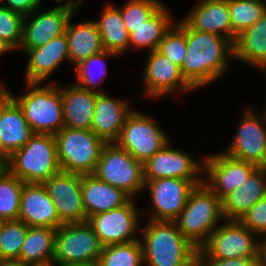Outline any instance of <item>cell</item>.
I'll list each match as a JSON object with an SVG mask.
<instances>
[{
  "mask_svg": "<svg viewBox=\"0 0 266 266\" xmlns=\"http://www.w3.org/2000/svg\"><path fill=\"white\" fill-rule=\"evenodd\" d=\"M102 250V243L87 222L63 224L55 233L53 265L98 261Z\"/></svg>",
  "mask_w": 266,
  "mask_h": 266,
  "instance_id": "8",
  "label": "cell"
},
{
  "mask_svg": "<svg viewBox=\"0 0 266 266\" xmlns=\"http://www.w3.org/2000/svg\"><path fill=\"white\" fill-rule=\"evenodd\" d=\"M61 266H99V263H98V261H88V262L64 264Z\"/></svg>",
  "mask_w": 266,
  "mask_h": 266,
  "instance_id": "46",
  "label": "cell"
},
{
  "mask_svg": "<svg viewBox=\"0 0 266 266\" xmlns=\"http://www.w3.org/2000/svg\"><path fill=\"white\" fill-rule=\"evenodd\" d=\"M169 144L144 162L145 182L159 178L201 179L198 176L204 164Z\"/></svg>",
  "mask_w": 266,
  "mask_h": 266,
  "instance_id": "17",
  "label": "cell"
},
{
  "mask_svg": "<svg viewBox=\"0 0 266 266\" xmlns=\"http://www.w3.org/2000/svg\"><path fill=\"white\" fill-rule=\"evenodd\" d=\"M266 196V172L256 168L238 189L222 201L225 220H239L254 204Z\"/></svg>",
  "mask_w": 266,
  "mask_h": 266,
  "instance_id": "25",
  "label": "cell"
},
{
  "mask_svg": "<svg viewBox=\"0 0 266 266\" xmlns=\"http://www.w3.org/2000/svg\"><path fill=\"white\" fill-rule=\"evenodd\" d=\"M83 0H69L50 10L39 13L34 18L30 15L24 16L23 40L21 48L26 52L29 49L45 45L51 39L64 34L68 20L81 6ZM29 17V18H28Z\"/></svg>",
  "mask_w": 266,
  "mask_h": 266,
  "instance_id": "13",
  "label": "cell"
},
{
  "mask_svg": "<svg viewBox=\"0 0 266 266\" xmlns=\"http://www.w3.org/2000/svg\"><path fill=\"white\" fill-rule=\"evenodd\" d=\"M256 235L239 220H227L199 248L210 258H258Z\"/></svg>",
  "mask_w": 266,
  "mask_h": 266,
  "instance_id": "10",
  "label": "cell"
},
{
  "mask_svg": "<svg viewBox=\"0 0 266 266\" xmlns=\"http://www.w3.org/2000/svg\"><path fill=\"white\" fill-rule=\"evenodd\" d=\"M43 185L63 224L87 222L81 192V174L61 171Z\"/></svg>",
  "mask_w": 266,
  "mask_h": 266,
  "instance_id": "14",
  "label": "cell"
},
{
  "mask_svg": "<svg viewBox=\"0 0 266 266\" xmlns=\"http://www.w3.org/2000/svg\"><path fill=\"white\" fill-rule=\"evenodd\" d=\"M95 21L103 49L106 51L123 54L129 47V33L125 28L120 9L112 4H107L100 17Z\"/></svg>",
  "mask_w": 266,
  "mask_h": 266,
  "instance_id": "31",
  "label": "cell"
},
{
  "mask_svg": "<svg viewBox=\"0 0 266 266\" xmlns=\"http://www.w3.org/2000/svg\"><path fill=\"white\" fill-rule=\"evenodd\" d=\"M264 238V241L259 242L258 266H266V235H264Z\"/></svg>",
  "mask_w": 266,
  "mask_h": 266,
  "instance_id": "43",
  "label": "cell"
},
{
  "mask_svg": "<svg viewBox=\"0 0 266 266\" xmlns=\"http://www.w3.org/2000/svg\"><path fill=\"white\" fill-rule=\"evenodd\" d=\"M204 179L159 178L145 182L154 205L150 220L174 221L186 205L190 192Z\"/></svg>",
  "mask_w": 266,
  "mask_h": 266,
  "instance_id": "11",
  "label": "cell"
},
{
  "mask_svg": "<svg viewBox=\"0 0 266 266\" xmlns=\"http://www.w3.org/2000/svg\"><path fill=\"white\" fill-rule=\"evenodd\" d=\"M258 169H261L262 171L266 172V150L263 154L262 159L260 162L256 165Z\"/></svg>",
  "mask_w": 266,
  "mask_h": 266,
  "instance_id": "47",
  "label": "cell"
},
{
  "mask_svg": "<svg viewBox=\"0 0 266 266\" xmlns=\"http://www.w3.org/2000/svg\"><path fill=\"white\" fill-rule=\"evenodd\" d=\"M163 4L142 25L129 34V49L150 48L157 50L165 34L174 25L171 14Z\"/></svg>",
  "mask_w": 266,
  "mask_h": 266,
  "instance_id": "30",
  "label": "cell"
},
{
  "mask_svg": "<svg viewBox=\"0 0 266 266\" xmlns=\"http://www.w3.org/2000/svg\"><path fill=\"white\" fill-rule=\"evenodd\" d=\"M6 52H8L3 46H2V44L0 43V55L2 54V53H6Z\"/></svg>",
  "mask_w": 266,
  "mask_h": 266,
  "instance_id": "49",
  "label": "cell"
},
{
  "mask_svg": "<svg viewBox=\"0 0 266 266\" xmlns=\"http://www.w3.org/2000/svg\"><path fill=\"white\" fill-rule=\"evenodd\" d=\"M23 185L10 171L0 178V221L18 219Z\"/></svg>",
  "mask_w": 266,
  "mask_h": 266,
  "instance_id": "34",
  "label": "cell"
},
{
  "mask_svg": "<svg viewBox=\"0 0 266 266\" xmlns=\"http://www.w3.org/2000/svg\"><path fill=\"white\" fill-rule=\"evenodd\" d=\"M183 21L194 31L213 33L232 42L228 0H201Z\"/></svg>",
  "mask_w": 266,
  "mask_h": 266,
  "instance_id": "23",
  "label": "cell"
},
{
  "mask_svg": "<svg viewBox=\"0 0 266 266\" xmlns=\"http://www.w3.org/2000/svg\"><path fill=\"white\" fill-rule=\"evenodd\" d=\"M56 2H62V1H65V0H55ZM39 2L41 3V0H39Z\"/></svg>",
  "mask_w": 266,
  "mask_h": 266,
  "instance_id": "50",
  "label": "cell"
},
{
  "mask_svg": "<svg viewBox=\"0 0 266 266\" xmlns=\"http://www.w3.org/2000/svg\"><path fill=\"white\" fill-rule=\"evenodd\" d=\"M186 47L180 70L194 89L213 83L223 76L228 71L229 58L234 56V45L229 39L213 33L194 31L187 24Z\"/></svg>",
  "mask_w": 266,
  "mask_h": 266,
  "instance_id": "1",
  "label": "cell"
},
{
  "mask_svg": "<svg viewBox=\"0 0 266 266\" xmlns=\"http://www.w3.org/2000/svg\"><path fill=\"white\" fill-rule=\"evenodd\" d=\"M98 263L99 266H142L144 259L140 239L103 246Z\"/></svg>",
  "mask_w": 266,
  "mask_h": 266,
  "instance_id": "33",
  "label": "cell"
},
{
  "mask_svg": "<svg viewBox=\"0 0 266 266\" xmlns=\"http://www.w3.org/2000/svg\"><path fill=\"white\" fill-rule=\"evenodd\" d=\"M143 74V81H145L144 84L146 86L145 91H147L144 93H147L152 98H159L179 90L182 92L194 90L182 76L180 67L158 50L149 52Z\"/></svg>",
  "mask_w": 266,
  "mask_h": 266,
  "instance_id": "18",
  "label": "cell"
},
{
  "mask_svg": "<svg viewBox=\"0 0 266 266\" xmlns=\"http://www.w3.org/2000/svg\"><path fill=\"white\" fill-rule=\"evenodd\" d=\"M9 171L24 183L38 184L61 172L55 136L34 133L22 148L10 156Z\"/></svg>",
  "mask_w": 266,
  "mask_h": 266,
  "instance_id": "4",
  "label": "cell"
},
{
  "mask_svg": "<svg viewBox=\"0 0 266 266\" xmlns=\"http://www.w3.org/2000/svg\"><path fill=\"white\" fill-rule=\"evenodd\" d=\"M9 162L10 159L0 158V178H2L6 173L9 172Z\"/></svg>",
  "mask_w": 266,
  "mask_h": 266,
  "instance_id": "45",
  "label": "cell"
},
{
  "mask_svg": "<svg viewBox=\"0 0 266 266\" xmlns=\"http://www.w3.org/2000/svg\"><path fill=\"white\" fill-rule=\"evenodd\" d=\"M27 90L15 97L0 85L21 107L34 133L55 135L64 127L62 94L59 87H40L41 83H26Z\"/></svg>",
  "mask_w": 266,
  "mask_h": 266,
  "instance_id": "5",
  "label": "cell"
},
{
  "mask_svg": "<svg viewBox=\"0 0 266 266\" xmlns=\"http://www.w3.org/2000/svg\"><path fill=\"white\" fill-rule=\"evenodd\" d=\"M58 161L63 172L92 174L106 144L91 129L63 127L55 135Z\"/></svg>",
  "mask_w": 266,
  "mask_h": 266,
  "instance_id": "6",
  "label": "cell"
},
{
  "mask_svg": "<svg viewBox=\"0 0 266 266\" xmlns=\"http://www.w3.org/2000/svg\"><path fill=\"white\" fill-rule=\"evenodd\" d=\"M232 26V43L244 29L254 25L265 13L263 0H228Z\"/></svg>",
  "mask_w": 266,
  "mask_h": 266,
  "instance_id": "32",
  "label": "cell"
},
{
  "mask_svg": "<svg viewBox=\"0 0 266 266\" xmlns=\"http://www.w3.org/2000/svg\"><path fill=\"white\" fill-rule=\"evenodd\" d=\"M0 266H32L21 259H0Z\"/></svg>",
  "mask_w": 266,
  "mask_h": 266,
  "instance_id": "44",
  "label": "cell"
},
{
  "mask_svg": "<svg viewBox=\"0 0 266 266\" xmlns=\"http://www.w3.org/2000/svg\"><path fill=\"white\" fill-rule=\"evenodd\" d=\"M244 113L231 145L223 152L233 158L257 165L266 150V112L257 116L247 108Z\"/></svg>",
  "mask_w": 266,
  "mask_h": 266,
  "instance_id": "16",
  "label": "cell"
},
{
  "mask_svg": "<svg viewBox=\"0 0 266 266\" xmlns=\"http://www.w3.org/2000/svg\"><path fill=\"white\" fill-rule=\"evenodd\" d=\"M134 200L133 198L125 205L97 213L87 219L103 246L140 239L133 236L138 231L140 218Z\"/></svg>",
  "mask_w": 266,
  "mask_h": 266,
  "instance_id": "12",
  "label": "cell"
},
{
  "mask_svg": "<svg viewBox=\"0 0 266 266\" xmlns=\"http://www.w3.org/2000/svg\"><path fill=\"white\" fill-rule=\"evenodd\" d=\"M194 266H258V258H210L200 248H197Z\"/></svg>",
  "mask_w": 266,
  "mask_h": 266,
  "instance_id": "41",
  "label": "cell"
},
{
  "mask_svg": "<svg viewBox=\"0 0 266 266\" xmlns=\"http://www.w3.org/2000/svg\"><path fill=\"white\" fill-rule=\"evenodd\" d=\"M119 54L111 51H102L98 54H95L88 59H85L81 61L79 64L76 65V76H77V81L76 85L80 86L83 89L93 91V92H98L96 91V86L99 85L101 86L100 82L104 81L103 76L107 75V67L106 64H103L105 60V56H117ZM95 65L96 67L99 66L97 70H99L100 73L98 77H95L94 72L92 71V66ZM105 65V66H104ZM96 70V72H97Z\"/></svg>",
  "mask_w": 266,
  "mask_h": 266,
  "instance_id": "37",
  "label": "cell"
},
{
  "mask_svg": "<svg viewBox=\"0 0 266 266\" xmlns=\"http://www.w3.org/2000/svg\"><path fill=\"white\" fill-rule=\"evenodd\" d=\"M145 227L140 239L144 264L194 266L197 247L182 235L174 221L149 219Z\"/></svg>",
  "mask_w": 266,
  "mask_h": 266,
  "instance_id": "2",
  "label": "cell"
},
{
  "mask_svg": "<svg viewBox=\"0 0 266 266\" xmlns=\"http://www.w3.org/2000/svg\"><path fill=\"white\" fill-rule=\"evenodd\" d=\"M68 20L65 34L68 40L69 58L76 66L81 61L104 51L95 21L73 24Z\"/></svg>",
  "mask_w": 266,
  "mask_h": 266,
  "instance_id": "28",
  "label": "cell"
},
{
  "mask_svg": "<svg viewBox=\"0 0 266 266\" xmlns=\"http://www.w3.org/2000/svg\"><path fill=\"white\" fill-rule=\"evenodd\" d=\"M169 141L166 133L150 116L132 111L126 118L120 137L115 143L136 160L144 163L162 150Z\"/></svg>",
  "mask_w": 266,
  "mask_h": 266,
  "instance_id": "9",
  "label": "cell"
},
{
  "mask_svg": "<svg viewBox=\"0 0 266 266\" xmlns=\"http://www.w3.org/2000/svg\"><path fill=\"white\" fill-rule=\"evenodd\" d=\"M64 127L91 129L98 92L89 91L74 84L61 88Z\"/></svg>",
  "mask_w": 266,
  "mask_h": 266,
  "instance_id": "26",
  "label": "cell"
},
{
  "mask_svg": "<svg viewBox=\"0 0 266 266\" xmlns=\"http://www.w3.org/2000/svg\"><path fill=\"white\" fill-rule=\"evenodd\" d=\"M205 185L222 201L228 194L238 189L257 168L250 162L233 158L226 153L204 157Z\"/></svg>",
  "mask_w": 266,
  "mask_h": 266,
  "instance_id": "15",
  "label": "cell"
},
{
  "mask_svg": "<svg viewBox=\"0 0 266 266\" xmlns=\"http://www.w3.org/2000/svg\"><path fill=\"white\" fill-rule=\"evenodd\" d=\"M24 16L0 5V43L9 52L21 46Z\"/></svg>",
  "mask_w": 266,
  "mask_h": 266,
  "instance_id": "36",
  "label": "cell"
},
{
  "mask_svg": "<svg viewBox=\"0 0 266 266\" xmlns=\"http://www.w3.org/2000/svg\"><path fill=\"white\" fill-rule=\"evenodd\" d=\"M28 226L21 220L2 221L0 227V259H18Z\"/></svg>",
  "mask_w": 266,
  "mask_h": 266,
  "instance_id": "35",
  "label": "cell"
},
{
  "mask_svg": "<svg viewBox=\"0 0 266 266\" xmlns=\"http://www.w3.org/2000/svg\"><path fill=\"white\" fill-rule=\"evenodd\" d=\"M92 174L103 182L123 190L132 199L139 191L145 189L144 163L136 160L116 143H106L103 146Z\"/></svg>",
  "mask_w": 266,
  "mask_h": 266,
  "instance_id": "7",
  "label": "cell"
},
{
  "mask_svg": "<svg viewBox=\"0 0 266 266\" xmlns=\"http://www.w3.org/2000/svg\"><path fill=\"white\" fill-rule=\"evenodd\" d=\"M5 3L2 6L7 7L11 11L26 15H33V13L39 7V0H4Z\"/></svg>",
  "mask_w": 266,
  "mask_h": 266,
  "instance_id": "42",
  "label": "cell"
},
{
  "mask_svg": "<svg viewBox=\"0 0 266 266\" xmlns=\"http://www.w3.org/2000/svg\"><path fill=\"white\" fill-rule=\"evenodd\" d=\"M239 221L257 236L266 235V196L243 214Z\"/></svg>",
  "mask_w": 266,
  "mask_h": 266,
  "instance_id": "40",
  "label": "cell"
},
{
  "mask_svg": "<svg viewBox=\"0 0 266 266\" xmlns=\"http://www.w3.org/2000/svg\"><path fill=\"white\" fill-rule=\"evenodd\" d=\"M34 135L21 107L0 86V141L11 156Z\"/></svg>",
  "mask_w": 266,
  "mask_h": 266,
  "instance_id": "20",
  "label": "cell"
},
{
  "mask_svg": "<svg viewBox=\"0 0 266 266\" xmlns=\"http://www.w3.org/2000/svg\"><path fill=\"white\" fill-rule=\"evenodd\" d=\"M18 219L28 227L57 229L63 225L47 189L38 183H24Z\"/></svg>",
  "mask_w": 266,
  "mask_h": 266,
  "instance_id": "19",
  "label": "cell"
},
{
  "mask_svg": "<svg viewBox=\"0 0 266 266\" xmlns=\"http://www.w3.org/2000/svg\"><path fill=\"white\" fill-rule=\"evenodd\" d=\"M223 220L221 200L203 182L189 194L181 213L174 220L178 230L199 248Z\"/></svg>",
  "mask_w": 266,
  "mask_h": 266,
  "instance_id": "3",
  "label": "cell"
},
{
  "mask_svg": "<svg viewBox=\"0 0 266 266\" xmlns=\"http://www.w3.org/2000/svg\"><path fill=\"white\" fill-rule=\"evenodd\" d=\"M233 45L234 59L266 72V13L238 34Z\"/></svg>",
  "mask_w": 266,
  "mask_h": 266,
  "instance_id": "27",
  "label": "cell"
},
{
  "mask_svg": "<svg viewBox=\"0 0 266 266\" xmlns=\"http://www.w3.org/2000/svg\"><path fill=\"white\" fill-rule=\"evenodd\" d=\"M130 109L127 102L115 100L99 92L91 130L105 143H115L120 137L126 118L132 113Z\"/></svg>",
  "mask_w": 266,
  "mask_h": 266,
  "instance_id": "21",
  "label": "cell"
},
{
  "mask_svg": "<svg viewBox=\"0 0 266 266\" xmlns=\"http://www.w3.org/2000/svg\"><path fill=\"white\" fill-rule=\"evenodd\" d=\"M28 64L26 66V83H41L61 64L69 58L68 40L66 34L51 39L45 45L29 49Z\"/></svg>",
  "mask_w": 266,
  "mask_h": 266,
  "instance_id": "22",
  "label": "cell"
},
{
  "mask_svg": "<svg viewBox=\"0 0 266 266\" xmlns=\"http://www.w3.org/2000/svg\"><path fill=\"white\" fill-rule=\"evenodd\" d=\"M81 192L87 219L125 205L132 199L123 190L103 182L94 174L81 175Z\"/></svg>",
  "mask_w": 266,
  "mask_h": 266,
  "instance_id": "24",
  "label": "cell"
},
{
  "mask_svg": "<svg viewBox=\"0 0 266 266\" xmlns=\"http://www.w3.org/2000/svg\"><path fill=\"white\" fill-rule=\"evenodd\" d=\"M120 9L126 30L130 34L146 21L161 5L159 0H129Z\"/></svg>",
  "mask_w": 266,
  "mask_h": 266,
  "instance_id": "39",
  "label": "cell"
},
{
  "mask_svg": "<svg viewBox=\"0 0 266 266\" xmlns=\"http://www.w3.org/2000/svg\"><path fill=\"white\" fill-rule=\"evenodd\" d=\"M0 158L1 159H10V155L3 148L1 141H0Z\"/></svg>",
  "mask_w": 266,
  "mask_h": 266,
  "instance_id": "48",
  "label": "cell"
},
{
  "mask_svg": "<svg viewBox=\"0 0 266 266\" xmlns=\"http://www.w3.org/2000/svg\"><path fill=\"white\" fill-rule=\"evenodd\" d=\"M56 229L29 227L19 259L32 266L53 265Z\"/></svg>",
  "mask_w": 266,
  "mask_h": 266,
  "instance_id": "29",
  "label": "cell"
},
{
  "mask_svg": "<svg viewBox=\"0 0 266 266\" xmlns=\"http://www.w3.org/2000/svg\"><path fill=\"white\" fill-rule=\"evenodd\" d=\"M181 68L186 54V23L180 20L165 34L157 49Z\"/></svg>",
  "mask_w": 266,
  "mask_h": 266,
  "instance_id": "38",
  "label": "cell"
}]
</instances>
